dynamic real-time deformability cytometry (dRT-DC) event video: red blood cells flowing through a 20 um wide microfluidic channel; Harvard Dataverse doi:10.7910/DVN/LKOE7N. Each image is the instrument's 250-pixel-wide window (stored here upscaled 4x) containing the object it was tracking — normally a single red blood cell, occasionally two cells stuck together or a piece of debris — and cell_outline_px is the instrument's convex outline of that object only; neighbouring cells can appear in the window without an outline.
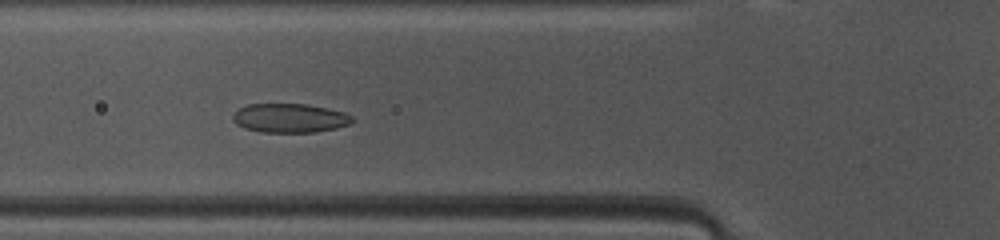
{"species": "common noctule bat (a hibernating species)", "species_latin": "Nyctalus noctula", "temperature_condition": "warm", "stored_images_in_passage": 35, "camera_frame_rate_fps": 3000, "um_per_image_px": 0.085, "animal": {"sex": "female", "body_mass_g": 10.0, "forearm_length_mm": 53.1}, "frame": {"image": 1, "passage_image": 5, "time_ms": 1.333, "image_size_px": [1000, 240], "cell_outline_px": [[352, 120], [348, 124], [336, 128], [316, 132], [260, 132], [244, 128], [236, 124], [232, 120], [232, 116], [240, 108], [248, 104], [304, 104], [328, 108], [344, 112], [352, 116]], "centroid_in_image_um": [24.61, 10.04], "position_along_channel_um": 101.2, "area_um2": 20.11}}
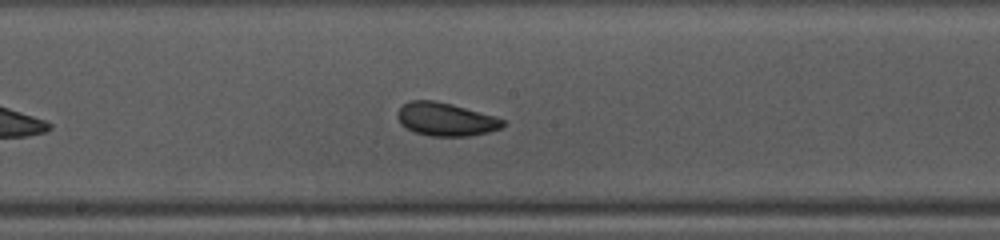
{"frame": {"image": 2, "passage_image": 13, "time_ms": 4.0, "image_size_px": [1000, 240], "cell_outline_px": [[504, 124], [500, 128], [488, 132], [468, 136], [428, 136], [416, 132], [400, 124], [396, 116], [396, 112], [408, 100], [432, 100], [452, 104], [496, 116], [504, 120]], "centroid_in_image_um": [37.86, 10.13], "position_along_channel_um": 210.3, "area_um2": 20.4}}
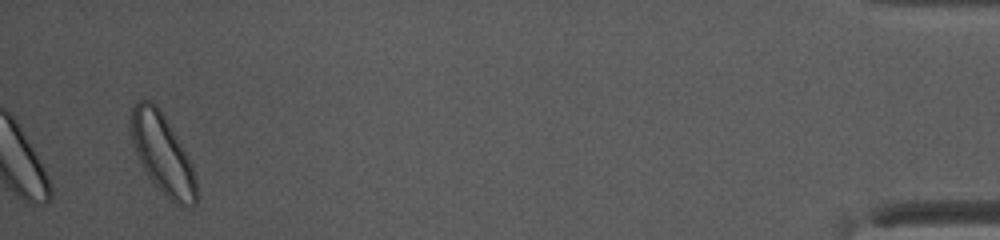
{"frame": {"image": 3, "passage_image": 35, "time_ms": 11.333, "image_size_px": [1000, 240], "cell_outline_px": [[196, 204], [180, 208], [164, 196], [148, 176], [136, 152], [132, 140], [132, 104], [136, 100], [152, 100], [160, 108], [192, 164], [196, 180]], "centroid_in_image_um": [13.83, 13.11], "position_along_channel_um": 421.4, "area_um2": 30.17}, "authors_computed_cell_mechanics": {"area_um2": 20.4612, "velocity_mm_per_s": 4.0721, "shape_relaxation_time_tau1_ms": null, "shape_relaxation_time_tau2_ms": 2.7563, "deformation_change_tau1": null, "deformation_change_tau2": 0.0667}}